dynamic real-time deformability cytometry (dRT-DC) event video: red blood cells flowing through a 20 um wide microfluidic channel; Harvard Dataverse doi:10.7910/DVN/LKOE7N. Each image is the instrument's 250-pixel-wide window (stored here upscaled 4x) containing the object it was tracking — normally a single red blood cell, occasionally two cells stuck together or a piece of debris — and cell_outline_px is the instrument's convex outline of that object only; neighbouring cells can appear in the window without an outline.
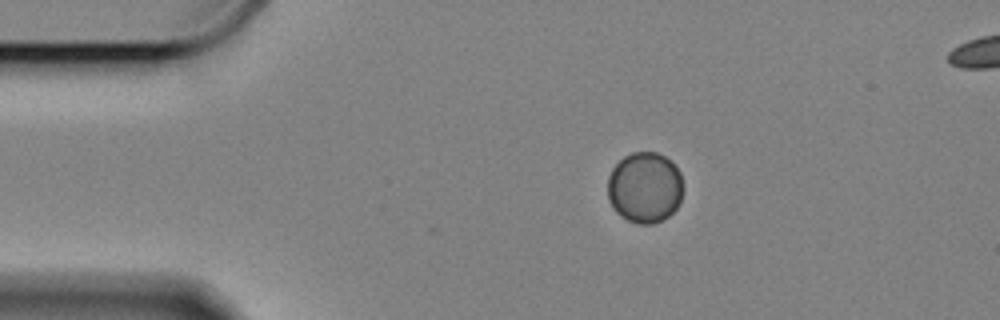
{"species": "Egyptian fruit bat (a non-hibernating species)", "species_latin": "Rousettus aegyptiacus", "temperature_condition": "cold", "stored_images_in_passage": 51, "camera_frame_rate_fps": 3000, "um_per_image_px": 0.085, "animal": {"sex": "female"}, "frame": {"image": 1, "passage_image": 1, "time_ms": 0.0, "image_size_px": [1000, 320], "cell_outline_px": [[680, 200], [676, 208], [668, 216], [652, 224], [640, 224], [628, 220], [616, 212], [608, 200], [608, 176], [612, 168], [624, 156], [632, 152], [656, 152], [664, 156], [680, 172]], "centroid_in_image_um": [54.76, 15.93], "position_along_channel_um": 30.2, "area_um2": 30.75}}
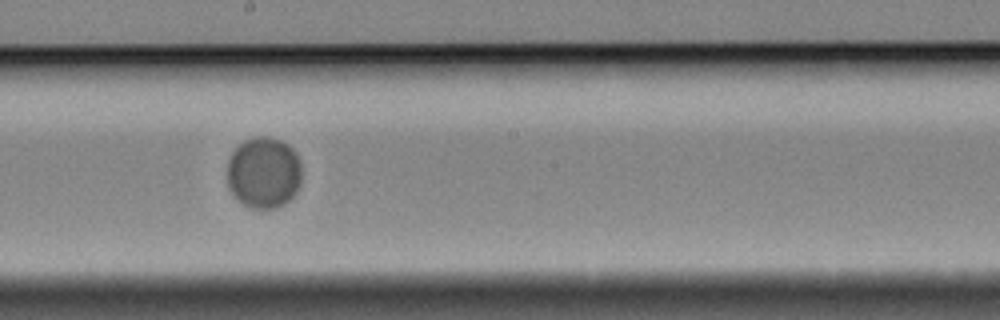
{"frame": {"image": 2, "passage_image": 23, "time_ms": 7.333, "image_size_px": [1000, 320], "cell_outline_px": [[300, 184], [296, 192], [288, 200], [276, 208], [252, 208], [244, 204], [228, 188], [228, 160], [232, 152], [244, 140], [260, 136], [268, 136], [280, 140], [288, 144], [292, 148], [300, 160]], "centroid_in_image_um": [22.42, 14.65], "position_along_channel_um": 225.8, "area_um2": 30.81}}
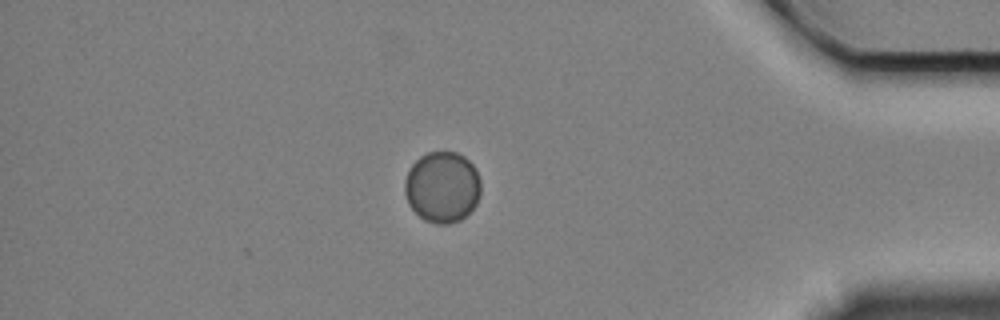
{"frame": {"image": 3, "passage_image": 42, "time_ms": 13.667, "image_size_px": [1000, 320], "cell_outline_px": [[480, 196], [476, 204], [460, 220], [448, 224], [436, 224], [424, 220], [408, 204], [404, 192], [404, 180], [412, 164], [420, 156], [428, 152], [456, 152], [464, 156], [476, 168], [480, 180]], "centroid_in_image_um": [37.59, 15.89], "position_along_channel_um": 397.6, "area_um2": 31.62}}